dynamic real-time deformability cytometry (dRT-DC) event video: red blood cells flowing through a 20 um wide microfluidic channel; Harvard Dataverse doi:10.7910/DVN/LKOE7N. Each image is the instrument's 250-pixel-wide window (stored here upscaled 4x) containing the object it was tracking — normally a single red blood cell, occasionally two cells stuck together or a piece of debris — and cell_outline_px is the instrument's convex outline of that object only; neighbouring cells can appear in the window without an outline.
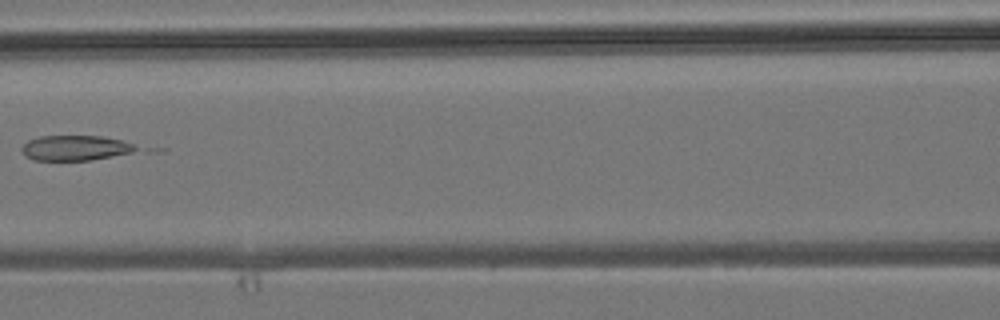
{"species": "common noctule bat (a hibernating species)", "species_latin": "Nyctalus noctula", "temperature_condition": "room temperature", "stored_images_in_passage": 6, "camera_frame_rate_fps": 3000, "um_per_image_px": 0.085, "animal": {"sex": "male", "body_mass_g": 19.2, "forearm_length_mm": 51.8}, "frame": {"image": 1, "passage_image": 6, "time_ms": 6.0, "image_size_px": [1000, 320], "cell_outline_px": [[140, 148], [132, 152], [92, 160], [32, 160], [24, 156], [20, 148], [28, 140], [40, 136], [100, 136], [124, 140]], "centroid_in_image_um": [6.37, 12.57], "position_along_channel_um": 160.2, "area_um2": 16.82}}